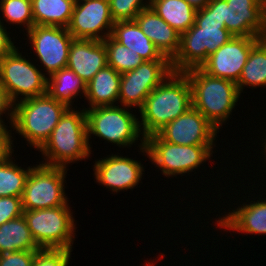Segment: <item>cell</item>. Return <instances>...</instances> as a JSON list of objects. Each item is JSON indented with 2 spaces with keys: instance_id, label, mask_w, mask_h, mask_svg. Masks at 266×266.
<instances>
[{
  "instance_id": "6da1fadb",
  "label": "cell",
  "mask_w": 266,
  "mask_h": 266,
  "mask_svg": "<svg viewBox=\"0 0 266 266\" xmlns=\"http://www.w3.org/2000/svg\"><path fill=\"white\" fill-rule=\"evenodd\" d=\"M232 37L218 16V0H210L196 11L194 25L180 35L179 51L171 60L173 72L200 68L208 56Z\"/></svg>"
},
{
  "instance_id": "7a4b0ae2",
  "label": "cell",
  "mask_w": 266,
  "mask_h": 266,
  "mask_svg": "<svg viewBox=\"0 0 266 266\" xmlns=\"http://www.w3.org/2000/svg\"><path fill=\"white\" fill-rule=\"evenodd\" d=\"M191 106V86L187 76L183 72H172L153 89L139 109L142 138L156 134Z\"/></svg>"
},
{
  "instance_id": "3957f363",
  "label": "cell",
  "mask_w": 266,
  "mask_h": 266,
  "mask_svg": "<svg viewBox=\"0 0 266 266\" xmlns=\"http://www.w3.org/2000/svg\"><path fill=\"white\" fill-rule=\"evenodd\" d=\"M90 146L85 109L68 108L38 151L45 159L41 164L66 168L68 163L89 158Z\"/></svg>"
},
{
  "instance_id": "277c9868",
  "label": "cell",
  "mask_w": 266,
  "mask_h": 266,
  "mask_svg": "<svg viewBox=\"0 0 266 266\" xmlns=\"http://www.w3.org/2000/svg\"><path fill=\"white\" fill-rule=\"evenodd\" d=\"M183 73L191 86L192 107L220 130L223 123L230 118L240 97L237 84L228 79L210 76L201 68Z\"/></svg>"
},
{
  "instance_id": "5b68a950",
  "label": "cell",
  "mask_w": 266,
  "mask_h": 266,
  "mask_svg": "<svg viewBox=\"0 0 266 266\" xmlns=\"http://www.w3.org/2000/svg\"><path fill=\"white\" fill-rule=\"evenodd\" d=\"M67 109L66 105L48 93L18 101L14 104L11 128L38 150L52 134Z\"/></svg>"
},
{
  "instance_id": "8992f818",
  "label": "cell",
  "mask_w": 266,
  "mask_h": 266,
  "mask_svg": "<svg viewBox=\"0 0 266 266\" xmlns=\"http://www.w3.org/2000/svg\"><path fill=\"white\" fill-rule=\"evenodd\" d=\"M140 141V151L146 153L166 177L192 172L214 153L213 145H178L162 140L157 134Z\"/></svg>"
},
{
  "instance_id": "52a82bcc",
  "label": "cell",
  "mask_w": 266,
  "mask_h": 266,
  "mask_svg": "<svg viewBox=\"0 0 266 266\" xmlns=\"http://www.w3.org/2000/svg\"><path fill=\"white\" fill-rule=\"evenodd\" d=\"M68 204L55 208L23 210L28 228L41 249L72 250L77 227Z\"/></svg>"
},
{
  "instance_id": "ba28073f",
  "label": "cell",
  "mask_w": 266,
  "mask_h": 266,
  "mask_svg": "<svg viewBox=\"0 0 266 266\" xmlns=\"http://www.w3.org/2000/svg\"><path fill=\"white\" fill-rule=\"evenodd\" d=\"M122 107L109 105L85 108L88 142L91 134L119 147H131L138 141L142 134L139 119L129 111L130 107Z\"/></svg>"
},
{
  "instance_id": "9c48e42d",
  "label": "cell",
  "mask_w": 266,
  "mask_h": 266,
  "mask_svg": "<svg viewBox=\"0 0 266 266\" xmlns=\"http://www.w3.org/2000/svg\"><path fill=\"white\" fill-rule=\"evenodd\" d=\"M67 168L37 164L30 170L21 196L23 210H39L65 205Z\"/></svg>"
},
{
  "instance_id": "30bf717a",
  "label": "cell",
  "mask_w": 266,
  "mask_h": 266,
  "mask_svg": "<svg viewBox=\"0 0 266 266\" xmlns=\"http://www.w3.org/2000/svg\"><path fill=\"white\" fill-rule=\"evenodd\" d=\"M0 83L12 103L16 104L17 98L22 101L46 94L48 78L16 48L0 58Z\"/></svg>"
},
{
  "instance_id": "8fae6325",
  "label": "cell",
  "mask_w": 266,
  "mask_h": 266,
  "mask_svg": "<svg viewBox=\"0 0 266 266\" xmlns=\"http://www.w3.org/2000/svg\"><path fill=\"white\" fill-rule=\"evenodd\" d=\"M173 72L171 60L143 61L135 69L121 74L119 102L121 106L144 105L147 96Z\"/></svg>"
},
{
  "instance_id": "7c38bea8",
  "label": "cell",
  "mask_w": 266,
  "mask_h": 266,
  "mask_svg": "<svg viewBox=\"0 0 266 266\" xmlns=\"http://www.w3.org/2000/svg\"><path fill=\"white\" fill-rule=\"evenodd\" d=\"M218 16L239 37H266L264 0H218Z\"/></svg>"
},
{
  "instance_id": "4fadbf2b",
  "label": "cell",
  "mask_w": 266,
  "mask_h": 266,
  "mask_svg": "<svg viewBox=\"0 0 266 266\" xmlns=\"http://www.w3.org/2000/svg\"><path fill=\"white\" fill-rule=\"evenodd\" d=\"M26 33L48 76L67 67L69 48L74 38L66 27L34 25Z\"/></svg>"
},
{
  "instance_id": "5bb4252c",
  "label": "cell",
  "mask_w": 266,
  "mask_h": 266,
  "mask_svg": "<svg viewBox=\"0 0 266 266\" xmlns=\"http://www.w3.org/2000/svg\"><path fill=\"white\" fill-rule=\"evenodd\" d=\"M113 25L109 0H76L67 29L74 39L103 41L111 35Z\"/></svg>"
},
{
  "instance_id": "9a60e30c",
  "label": "cell",
  "mask_w": 266,
  "mask_h": 266,
  "mask_svg": "<svg viewBox=\"0 0 266 266\" xmlns=\"http://www.w3.org/2000/svg\"><path fill=\"white\" fill-rule=\"evenodd\" d=\"M262 37L233 36L200 67L208 75L238 82L251 49Z\"/></svg>"
},
{
  "instance_id": "2e32d148",
  "label": "cell",
  "mask_w": 266,
  "mask_h": 266,
  "mask_svg": "<svg viewBox=\"0 0 266 266\" xmlns=\"http://www.w3.org/2000/svg\"><path fill=\"white\" fill-rule=\"evenodd\" d=\"M219 130L192 106L156 134L168 143L178 145H214Z\"/></svg>"
},
{
  "instance_id": "e0dca14e",
  "label": "cell",
  "mask_w": 266,
  "mask_h": 266,
  "mask_svg": "<svg viewBox=\"0 0 266 266\" xmlns=\"http://www.w3.org/2000/svg\"><path fill=\"white\" fill-rule=\"evenodd\" d=\"M137 160L116 154L95 161L94 176L96 181L112 192L133 189L141 181L144 167Z\"/></svg>"
},
{
  "instance_id": "ac0fdd59",
  "label": "cell",
  "mask_w": 266,
  "mask_h": 266,
  "mask_svg": "<svg viewBox=\"0 0 266 266\" xmlns=\"http://www.w3.org/2000/svg\"><path fill=\"white\" fill-rule=\"evenodd\" d=\"M107 66V52L103 41L74 39L69 48L67 68L74 71L86 84Z\"/></svg>"
},
{
  "instance_id": "d6986e66",
  "label": "cell",
  "mask_w": 266,
  "mask_h": 266,
  "mask_svg": "<svg viewBox=\"0 0 266 266\" xmlns=\"http://www.w3.org/2000/svg\"><path fill=\"white\" fill-rule=\"evenodd\" d=\"M135 21L159 51L172 60L180 48V34L150 6L141 10Z\"/></svg>"
},
{
  "instance_id": "ffe728a7",
  "label": "cell",
  "mask_w": 266,
  "mask_h": 266,
  "mask_svg": "<svg viewBox=\"0 0 266 266\" xmlns=\"http://www.w3.org/2000/svg\"><path fill=\"white\" fill-rule=\"evenodd\" d=\"M250 201L233 209L223 218L219 217L217 226L224 230L241 233L266 235V199Z\"/></svg>"
},
{
  "instance_id": "44dd1931",
  "label": "cell",
  "mask_w": 266,
  "mask_h": 266,
  "mask_svg": "<svg viewBox=\"0 0 266 266\" xmlns=\"http://www.w3.org/2000/svg\"><path fill=\"white\" fill-rule=\"evenodd\" d=\"M111 36L129 50L138 53L144 61L170 60L142 32L135 20L114 22Z\"/></svg>"
},
{
  "instance_id": "7402d4cb",
  "label": "cell",
  "mask_w": 266,
  "mask_h": 266,
  "mask_svg": "<svg viewBox=\"0 0 266 266\" xmlns=\"http://www.w3.org/2000/svg\"><path fill=\"white\" fill-rule=\"evenodd\" d=\"M121 74L113 67L99 70L86 84L85 98L89 107L115 105L119 100Z\"/></svg>"
},
{
  "instance_id": "603a6c76",
  "label": "cell",
  "mask_w": 266,
  "mask_h": 266,
  "mask_svg": "<svg viewBox=\"0 0 266 266\" xmlns=\"http://www.w3.org/2000/svg\"><path fill=\"white\" fill-rule=\"evenodd\" d=\"M40 249L23 215L0 225V254Z\"/></svg>"
},
{
  "instance_id": "cb8c5ba5",
  "label": "cell",
  "mask_w": 266,
  "mask_h": 266,
  "mask_svg": "<svg viewBox=\"0 0 266 266\" xmlns=\"http://www.w3.org/2000/svg\"><path fill=\"white\" fill-rule=\"evenodd\" d=\"M34 25L68 27L76 0H31Z\"/></svg>"
},
{
  "instance_id": "d4e9b609",
  "label": "cell",
  "mask_w": 266,
  "mask_h": 266,
  "mask_svg": "<svg viewBox=\"0 0 266 266\" xmlns=\"http://www.w3.org/2000/svg\"><path fill=\"white\" fill-rule=\"evenodd\" d=\"M150 7L180 35L194 25L197 10L185 0H150Z\"/></svg>"
},
{
  "instance_id": "484cf974",
  "label": "cell",
  "mask_w": 266,
  "mask_h": 266,
  "mask_svg": "<svg viewBox=\"0 0 266 266\" xmlns=\"http://www.w3.org/2000/svg\"><path fill=\"white\" fill-rule=\"evenodd\" d=\"M47 93L68 108L78 95H86V83L69 68H62L48 77ZM81 93V94H79Z\"/></svg>"
},
{
  "instance_id": "4316f807",
  "label": "cell",
  "mask_w": 266,
  "mask_h": 266,
  "mask_svg": "<svg viewBox=\"0 0 266 266\" xmlns=\"http://www.w3.org/2000/svg\"><path fill=\"white\" fill-rule=\"evenodd\" d=\"M237 88L239 93L243 92V88L250 86L266 87V37L262 38L252 49L244 65Z\"/></svg>"
},
{
  "instance_id": "83f0119b",
  "label": "cell",
  "mask_w": 266,
  "mask_h": 266,
  "mask_svg": "<svg viewBox=\"0 0 266 266\" xmlns=\"http://www.w3.org/2000/svg\"><path fill=\"white\" fill-rule=\"evenodd\" d=\"M12 155L0 163V197H21L32 166L21 168L13 162Z\"/></svg>"
},
{
  "instance_id": "f1b7e54d",
  "label": "cell",
  "mask_w": 266,
  "mask_h": 266,
  "mask_svg": "<svg viewBox=\"0 0 266 266\" xmlns=\"http://www.w3.org/2000/svg\"><path fill=\"white\" fill-rule=\"evenodd\" d=\"M103 42L107 52V65L120 74L135 69L144 61L138 53L129 50L111 35Z\"/></svg>"
},
{
  "instance_id": "f546056e",
  "label": "cell",
  "mask_w": 266,
  "mask_h": 266,
  "mask_svg": "<svg viewBox=\"0 0 266 266\" xmlns=\"http://www.w3.org/2000/svg\"><path fill=\"white\" fill-rule=\"evenodd\" d=\"M0 11L9 24H20L29 31L34 26L31 0H0Z\"/></svg>"
},
{
  "instance_id": "4dcf8cb0",
  "label": "cell",
  "mask_w": 266,
  "mask_h": 266,
  "mask_svg": "<svg viewBox=\"0 0 266 266\" xmlns=\"http://www.w3.org/2000/svg\"><path fill=\"white\" fill-rule=\"evenodd\" d=\"M109 6L114 22L132 21L141 10L150 6V0H146L145 3L143 0H109Z\"/></svg>"
},
{
  "instance_id": "1f68e13d",
  "label": "cell",
  "mask_w": 266,
  "mask_h": 266,
  "mask_svg": "<svg viewBox=\"0 0 266 266\" xmlns=\"http://www.w3.org/2000/svg\"><path fill=\"white\" fill-rule=\"evenodd\" d=\"M71 252L64 249H40L32 266H68Z\"/></svg>"
},
{
  "instance_id": "d6a6232c",
  "label": "cell",
  "mask_w": 266,
  "mask_h": 266,
  "mask_svg": "<svg viewBox=\"0 0 266 266\" xmlns=\"http://www.w3.org/2000/svg\"><path fill=\"white\" fill-rule=\"evenodd\" d=\"M22 215L21 197H0V225Z\"/></svg>"
},
{
  "instance_id": "836d02e7",
  "label": "cell",
  "mask_w": 266,
  "mask_h": 266,
  "mask_svg": "<svg viewBox=\"0 0 266 266\" xmlns=\"http://www.w3.org/2000/svg\"><path fill=\"white\" fill-rule=\"evenodd\" d=\"M38 251L27 250L0 254V266H32Z\"/></svg>"
},
{
  "instance_id": "e575fe53",
  "label": "cell",
  "mask_w": 266,
  "mask_h": 266,
  "mask_svg": "<svg viewBox=\"0 0 266 266\" xmlns=\"http://www.w3.org/2000/svg\"><path fill=\"white\" fill-rule=\"evenodd\" d=\"M6 128V126H0V163H3L14 152L11 132Z\"/></svg>"
},
{
  "instance_id": "d590c367",
  "label": "cell",
  "mask_w": 266,
  "mask_h": 266,
  "mask_svg": "<svg viewBox=\"0 0 266 266\" xmlns=\"http://www.w3.org/2000/svg\"><path fill=\"white\" fill-rule=\"evenodd\" d=\"M8 112L7 118L10 120V125L12 126L13 122V111H14V104L10 100L6 89L0 83V126H6L4 120L1 118L3 114ZM10 112V113H9Z\"/></svg>"
},
{
  "instance_id": "8d00e7d4",
  "label": "cell",
  "mask_w": 266,
  "mask_h": 266,
  "mask_svg": "<svg viewBox=\"0 0 266 266\" xmlns=\"http://www.w3.org/2000/svg\"><path fill=\"white\" fill-rule=\"evenodd\" d=\"M1 20L3 21V19H0V58L16 49V45H14V42L11 41V37L8 36L9 34L6 31L7 27H4Z\"/></svg>"
},
{
  "instance_id": "74e56055",
  "label": "cell",
  "mask_w": 266,
  "mask_h": 266,
  "mask_svg": "<svg viewBox=\"0 0 266 266\" xmlns=\"http://www.w3.org/2000/svg\"><path fill=\"white\" fill-rule=\"evenodd\" d=\"M188 4L193 6L196 10L204 8L210 0H185Z\"/></svg>"
},
{
  "instance_id": "f35d334b",
  "label": "cell",
  "mask_w": 266,
  "mask_h": 266,
  "mask_svg": "<svg viewBox=\"0 0 266 266\" xmlns=\"http://www.w3.org/2000/svg\"><path fill=\"white\" fill-rule=\"evenodd\" d=\"M264 144H265V145H264ZM262 145H264V147H263V148H264V149H263L264 151H263V152L265 153L264 155H266V137H265L264 143H263ZM265 157H266V156H265ZM265 160H266V159H265Z\"/></svg>"
},
{
  "instance_id": "ab89813d",
  "label": "cell",
  "mask_w": 266,
  "mask_h": 266,
  "mask_svg": "<svg viewBox=\"0 0 266 266\" xmlns=\"http://www.w3.org/2000/svg\"><path fill=\"white\" fill-rule=\"evenodd\" d=\"M264 10H265V15H266V0H264Z\"/></svg>"
},
{
  "instance_id": "60d3db41",
  "label": "cell",
  "mask_w": 266,
  "mask_h": 266,
  "mask_svg": "<svg viewBox=\"0 0 266 266\" xmlns=\"http://www.w3.org/2000/svg\"><path fill=\"white\" fill-rule=\"evenodd\" d=\"M145 266H154V265H153V263H152V262H148V264H147V265H145Z\"/></svg>"
}]
</instances>
